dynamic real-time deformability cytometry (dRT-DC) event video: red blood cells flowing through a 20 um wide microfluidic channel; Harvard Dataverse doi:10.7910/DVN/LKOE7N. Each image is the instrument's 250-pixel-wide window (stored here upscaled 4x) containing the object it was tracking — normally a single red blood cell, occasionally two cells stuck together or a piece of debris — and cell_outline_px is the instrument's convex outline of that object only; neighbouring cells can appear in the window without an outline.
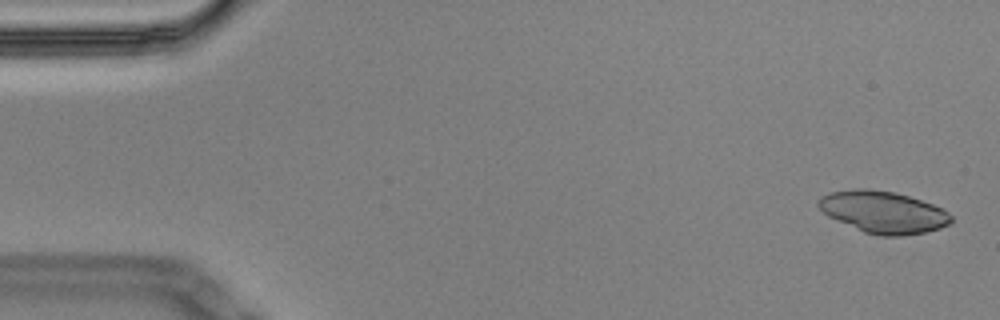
{"species": "Egyptian fruit bat (a non-hibernating species)", "species_latin": "Rousettus aegyptiacus", "temperature_condition": "cold", "stored_images_in_passage": 4, "camera_frame_rate_fps": 3000, "um_per_image_px": 0.085, "animal": {"sex": "male"}, "frame": {"image": 1, "passage_image": 1, "time_ms": 0.0, "image_size_px": [1000, 320], "cell_outline_px": [[952, 220], [948, 224], [940, 228], [924, 232], [904, 236], [884, 236], [864, 232], [828, 216], [816, 204], [824, 196], [832, 192], [856, 188], [868, 188], [896, 192], [932, 204], [948, 212], [952, 216]], "centroid_in_image_um": [75.09, 18.02], "position_along_channel_um": 9.9, "area_um2": 32.08}}